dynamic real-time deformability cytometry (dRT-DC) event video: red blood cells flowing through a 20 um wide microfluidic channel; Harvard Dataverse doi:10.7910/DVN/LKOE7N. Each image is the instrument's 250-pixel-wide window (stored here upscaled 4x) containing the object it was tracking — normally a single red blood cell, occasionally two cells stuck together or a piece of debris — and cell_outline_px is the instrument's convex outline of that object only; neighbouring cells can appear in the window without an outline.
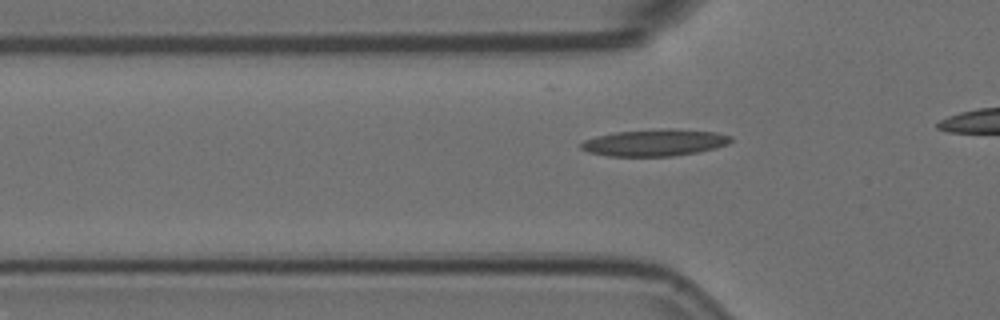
{"species": "Egyptian fruit bat (a non-hibernating species)", "species_latin": "Rousettus aegyptiacus", "temperature_condition": "room temperature", "stored_images_in_passage": 23, "camera_frame_rate_fps": 3000, "um_per_image_px": 0.085, "animal": {"sex": "female"}, "frame": {"image": 1, "passage_image": 10, "time_ms": 3.0, "image_size_px": [1000, 320], "cell_outline_px": [[732, 140], [728, 144], [696, 152], [672, 156], [608, 156], [588, 152], [580, 148], [580, 144], [584, 140], [596, 136], [616, 132], [660, 128], [668, 128], [716, 132], [732, 136]], "centroid_in_image_um": [55.63, 12.11], "position_along_channel_um": 70.2, "area_um2": 23.35}}
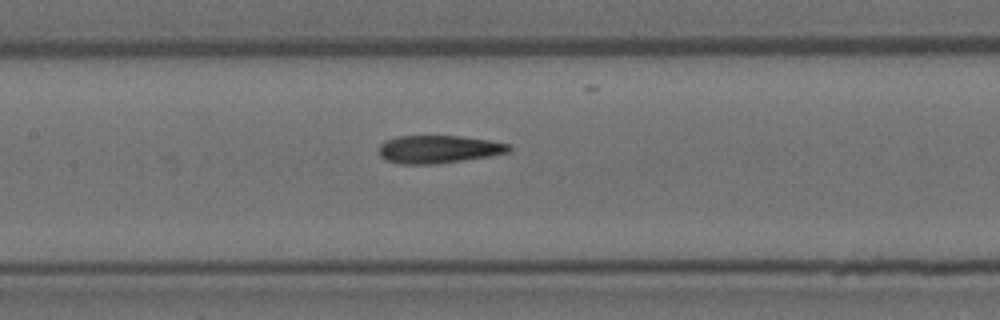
{"frame": {"image": 2, "passage_image": 18, "time_ms": 5.667, "image_size_px": [1000, 320], "cell_outline_px": [[512, 152], [464, 160], [436, 164], [400, 164], [384, 160], [380, 156], [380, 144], [384, 140], [400, 136], [460, 136], [488, 140], [508, 144], [512, 148]], "centroid_in_image_um": [37.27, 12.69], "position_along_channel_um": 170.1, "area_um2": 21.15}}
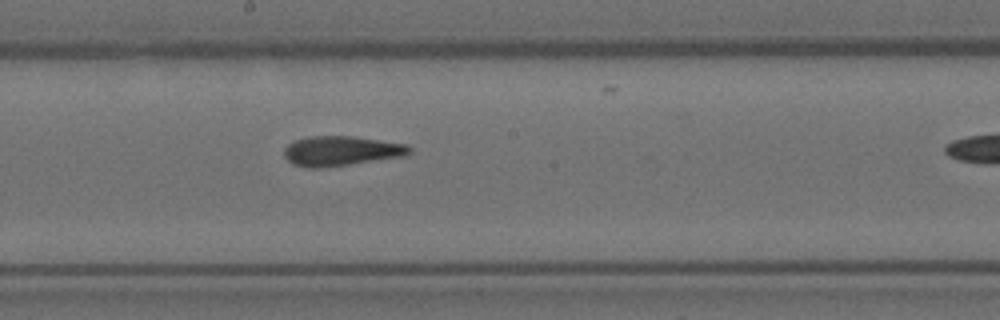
{"frame": {"image": 3, "passage_image": 22, "time_ms": 7.0, "image_size_px": [1000, 320], "cell_outline_px": [[412, 152], [404, 156], [320, 168], [308, 168], [292, 164], [284, 156], [284, 148], [288, 144], [296, 140], [308, 136], [352, 136], [408, 144], [412, 148]], "centroid_in_image_um": [28.99, 12.82], "position_along_channel_um": 219.2, "area_um2": 21.73}}